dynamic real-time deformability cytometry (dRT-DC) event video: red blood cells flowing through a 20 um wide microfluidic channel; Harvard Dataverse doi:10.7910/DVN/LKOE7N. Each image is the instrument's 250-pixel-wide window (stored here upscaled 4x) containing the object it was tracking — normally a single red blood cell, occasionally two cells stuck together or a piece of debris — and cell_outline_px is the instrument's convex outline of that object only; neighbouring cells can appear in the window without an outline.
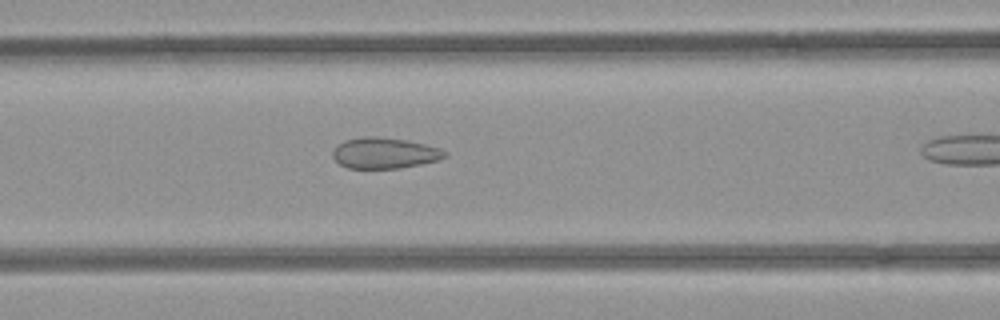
{"species": "common noctule bat (a hibernating species)", "species_latin": "Nyctalus noctula", "temperature_condition": "room temperature", "stored_images_in_passage": 14, "camera_frame_rate_fps": 3000, "um_per_image_px": 0.085, "animal": {"sex": "female", "body_mass_g": 21.9}, "frame": {"image": 1, "passage_image": 10, "time_ms": 3.0, "image_size_px": [1000, 320], "cell_outline_px": [[448, 156], [436, 160], [420, 164], [400, 168], [348, 168], [340, 164], [332, 156], [332, 152], [336, 144], [344, 140], [360, 136], [376, 136], [404, 140], [424, 144], [440, 148], [448, 152]], "centroid_in_image_um": [32.65, 13.0], "position_along_channel_um": 133.9, "area_um2": 20.23}}